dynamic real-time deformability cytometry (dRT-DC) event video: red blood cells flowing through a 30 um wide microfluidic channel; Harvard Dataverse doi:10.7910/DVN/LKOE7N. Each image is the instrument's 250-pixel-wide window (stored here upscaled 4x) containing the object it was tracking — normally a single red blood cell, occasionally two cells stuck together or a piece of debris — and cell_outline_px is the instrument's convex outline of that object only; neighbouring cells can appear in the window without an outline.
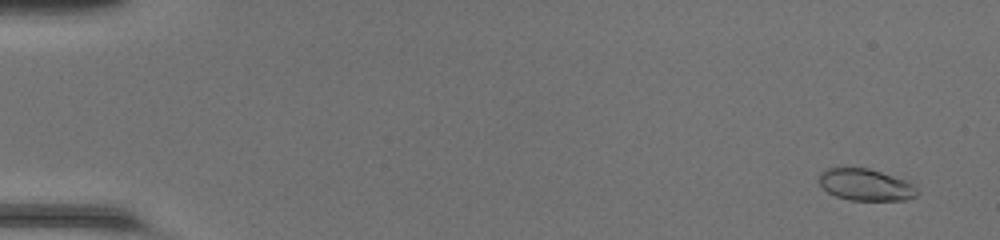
{"species": "common noctule bat (a hibernating species)", "species_latin": "Nyctalus noctula", "temperature_condition": "room temperature", "stored_images_in_passage": 50, "camera_frame_rate_fps": 3000, "um_per_image_px": 0.085, "animal": {"sex": "female", "body_mass_g": 20.0, "forearm_length_mm": 54.0}, "frame": {"image": 1, "passage_image": 3, "time_ms": 0.667, "image_size_px": [1000, 240], "cell_outline_px": [[920, 192], [916, 196], [908, 200], [848, 200], [836, 196], [828, 192], [820, 184], [820, 172], [828, 168], [868, 168], [904, 180], [912, 184]], "centroid_in_image_um": [73.59, 15.72], "position_along_channel_um": 11.4, "area_um2": 17.98}}
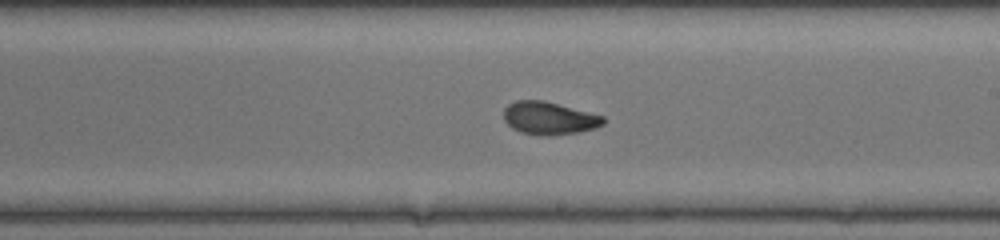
{"frame": {"image": 2, "passage_image": 30, "time_ms": 9.667, "image_size_px": [1000, 240], "cell_outline_px": [[604, 124], [596, 128], [576, 132], [520, 132], [512, 128], [504, 120], [504, 108], [508, 104], [516, 100], [544, 100], [604, 116]], "centroid_in_image_um": [46.66, 9.98], "position_along_channel_um": 242.3, "area_um2": 18.15}}
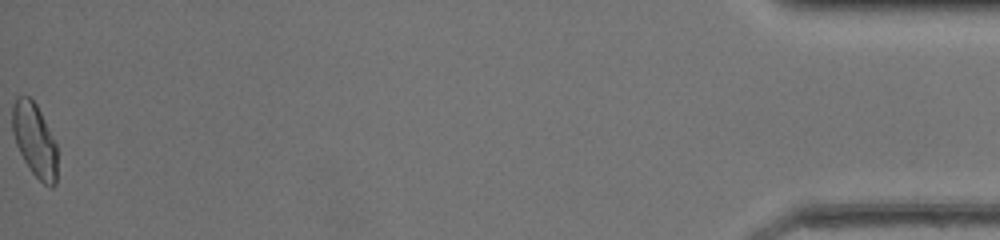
{"frame": {"image": 3, "passage_image": 50, "time_ms": 16.333, "image_size_px": [1000, 240], "cell_outline_px": [[56, 184], [52, 188], [44, 184], [32, 172], [24, 160], [16, 144], [12, 132], [12, 104], [16, 96], [28, 96], [36, 104], [56, 144]], "centroid_in_image_um": [2.92, 11.89], "position_along_channel_um": 432.3, "area_um2": 19.02}, "authors_computed_cell_mechanics": {"area_um2": 18.785, "velocity_mm_per_s": 4.2959, "shape_relaxation_time_tau1_ms": 5.1197, "shape_relaxation_time_tau2_ms": 0.9573, "deformation_change_tau1": 0.2217, "deformation_change_tau2": 0.0665}}